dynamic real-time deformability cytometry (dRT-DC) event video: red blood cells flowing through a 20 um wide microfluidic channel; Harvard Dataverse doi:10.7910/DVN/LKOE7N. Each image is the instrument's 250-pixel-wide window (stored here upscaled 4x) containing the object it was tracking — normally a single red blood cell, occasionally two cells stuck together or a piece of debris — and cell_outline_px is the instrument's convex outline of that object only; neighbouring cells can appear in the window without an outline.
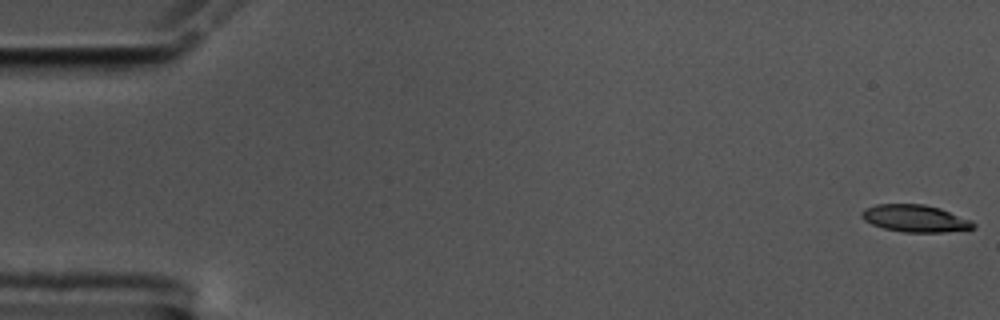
{"species": "common noctule bat (a hibernating species)", "species_latin": "Nyctalus noctula", "temperature_condition": "cold", "stored_images_in_passage": 57, "camera_frame_rate_fps": 3000, "um_per_image_px": 0.085, "animal": {"sex": "male", "body_mass_g": 17.5, "forearm_length_mm": 52.3}, "frame": {"image": 1, "passage_image": 1, "time_ms": 0.0, "image_size_px": [1000, 320], "cell_outline_px": [[976, 228], [944, 232], [904, 232], [884, 228], [872, 224], [864, 220], [860, 216], [860, 212], [864, 208], [876, 204], [924, 204], [940, 208], [972, 220], [976, 224]], "centroid_in_image_um": [77.79, 18.56], "position_along_channel_um": 7.2, "area_um2": 17.8}}
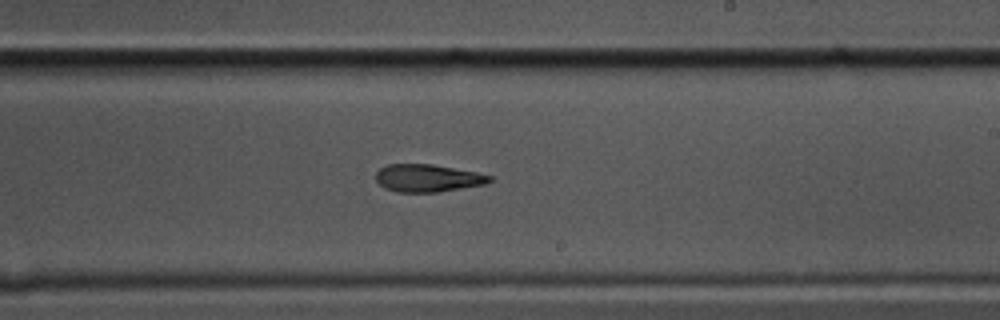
{"frame": {"image": 2, "passage_image": 34, "time_ms": 11.0, "image_size_px": [1000, 320], "cell_outline_px": [[492, 180], [484, 184], [436, 192], [396, 192], [384, 188], [376, 180], [376, 172], [380, 168], [388, 164], [432, 164], [476, 172], [492, 176]], "centroid_in_image_um": [36.32, 15.13], "position_along_channel_um": 252.7, "area_um2": 18.15}}
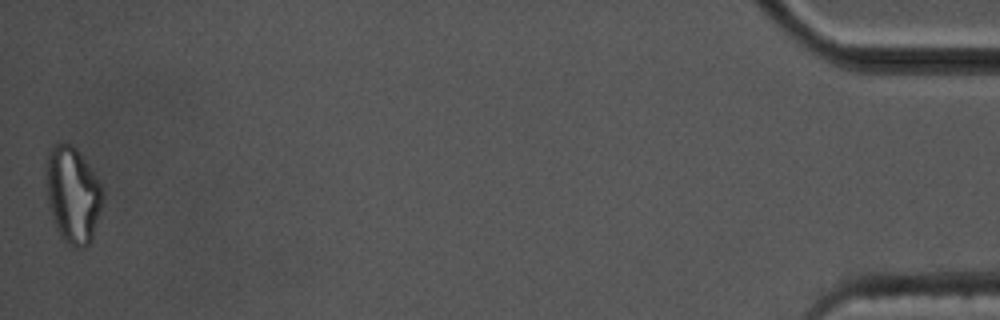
{"frame": {"image": 3, "passage_image": 57, "time_ms": 18.667, "image_size_px": [1000, 320], "cell_outline_px": [[104, 200], [92, 240], [84, 248], [76, 248], [60, 236], [48, 208], [44, 172], [48, 152], [52, 144], [72, 144], [76, 148], [92, 168], [104, 192]], "centroid_in_image_um": [6.18, 16.53], "position_along_channel_um": 429.0, "area_um2": 32.37}, "authors_computed_cell_mechanics": {"area_um2": 19.1896, "velocity_mm_per_s": 3.5268, "shape_relaxation_time_tau1_ms": 4.5434, "shape_relaxation_time_tau2_ms": 10.0375, "deformation_change_tau1": 0.1687, "deformation_change_tau2": 0.2244}}